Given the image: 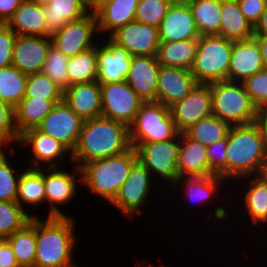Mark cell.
I'll use <instances>...</instances> for the list:
<instances>
[{"label":"cell","mask_w":267,"mask_h":267,"mask_svg":"<svg viewBox=\"0 0 267 267\" xmlns=\"http://www.w3.org/2000/svg\"><path fill=\"white\" fill-rule=\"evenodd\" d=\"M227 139V179L243 180L267 170V137L255 122L231 126Z\"/></svg>","instance_id":"6da1fadb"},{"label":"cell","mask_w":267,"mask_h":267,"mask_svg":"<svg viewBox=\"0 0 267 267\" xmlns=\"http://www.w3.org/2000/svg\"><path fill=\"white\" fill-rule=\"evenodd\" d=\"M131 148L129 127L103 116L84 120L70 161L81 168L85 163L116 156Z\"/></svg>","instance_id":"7a4b0ae2"},{"label":"cell","mask_w":267,"mask_h":267,"mask_svg":"<svg viewBox=\"0 0 267 267\" xmlns=\"http://www.w3.org/2000/svg\"><path fill=\"white\" fill-rule=\"evenodd\" d=\"M36 217V256L34 267H77L72 261L75 247L74 218Z\"/></svg>","instance_id":"3957f363"},{"label":"cell","mask_w":267,"mask_h":267,"mask_svg":"<svg viewBox=\"0 0 267 267\" xmlns=\"http://www.w3.org/2000/svg\"><path fill=\"white\" fill-rule=\"evenodd\" d=\"M137 161L136 149L131 147L122 154L87 162L81 168L75 167L82 178L81 183L111 203Z\"/></svg>","instance_id":"277c9868"},{"label":"cell","mask_w":267,"mask_h":267,"mask_svg":"<svg viewBox=\"0 0 267 267\" xmlns=\"http://www.w3.org/2000/svg\"><path fill=\"white\" fill-rule=\"evenodd\" d=\"M212 115L230 126L257 122L258 108L245 91L242 82L219 81L210 83Z\"/></svg>","instance_id":"5b68a950"},{"label":"cell","mask_w":267,"mask_h":267,"mask_svg":"<svg viewBox=\"0 0 267 267\" xmlns=\"http://www.w3.org/2000/svg\"><path fill=\"white\" fill-rule=\"evenodd\" d=\"M233 41L217 34L201 35L190 72L198 84L228 81Z\"/></svg>","instance_id":"8992f818"},{"label":"cell","mask_w":267,"mask_h":267,"mask_svg":"<svg viewBox=\"0 0 267 267\" xmlns=\"http://www.w3.org/2000/svg\"><path fill=\"white\" fill-rule=\"evenodd\" d=\"M179 134L169 107L156 101L144 102L129 126L131 147L140 144L166 141Z\"/></svg>","instance_id":"52a82bcc"},{"label":"cell","mask_w":267,"mask_h":267,"mask_svg":"<svg viewBox=\"0 0 267 267\" xmlns=\"http://www.w3.org/2000/svg\"><path fill=\"white\" fill-rule=\"evenodd\" d=\"M138 160L152 175L176 184L178 176L179 134L166 141L140 144L136 148ZM154 173V174H153ZM156 174V175H155Z\"/></svg>","instance_id":"ba28073f"},{"label":"cell","mask_w":267,"mask_h":267,"mask_svg":"<svg viewBox=\"0 0 267 267\" xmlns=\"http://www.w3.org/2000/svg\"><path fill=\"white\" fill-rule=\"evenodd\" d=\"M102 98L101 116L126 124L128 127L134 122L136 113L145 102L123 80L109 84H100Z\"/></svg>","instance_id":"9c48e42d"},{"label":"cell","mask_w":267,"mask_h":267,"mask_svg":"<svg viewBox=\"0 0 267 267\" xmlns=\"http://www.w3.org/2000/svg\"><path fill=\"white\" fill-rule=\"evenodd\" d=\"M97 32L95 13H88L78 20L67 22L50 37L52 45L70 58L96 46L97 42L92 39Z\"/></svg>","instance_id":"30bf717a"},{"label":"cell","mask_w":267,"mask_h":267,"mask_svg":"<svg viewBox=\"0 0 267 267\" xmlns=\"http://www.w3.org/2000/svg\"><path fill=\"white\" fill-rule=\"evenodd\" d=\"M83 122L84 120L62 100L36 128L61 142L72 153L76 148Z\"/></svg>","instance_id":"8fae6325"},{"label":"cell","mask_w":267,"mask_h":267,"mask_svg":"<svg viewBox=\"0 0 267 267\" xmlns=\"http://www.w3.org/2000/svg\"><path fill=\"white\" fill-rule=\"evenodd\" d=\"M151 177L149 170L138 160L132 166L126 181L121 185L111 204L122 211L127 218L135 217L149 197L151 180H153Z\"/></svg>","instance_id":"7c38bea8"},{"label":"cell","mask_w":267,"mask_h":267,"mask_svg":"<svg viewBox=\"0 0 267 267\" xmlns=\"http://www.w3.org/2000/svg\"><path fill=\"white\" fill-rule=\"evenodd\" d=\"M179 133L212 115L210 84H196L180 101L169 107Z\"/></svg>","instance_id":"4fadbf2b"},{"label":"cell","mask_w":267,"mask_h":267,"mask_svg":"<svg viewBox=\"0 0 267 267\" xmlns=\"http://www.w3.org/2000/svg\"><path fill=\"white\" fill-rule=\"evenodd\" d=\"M108 37L131 56H156L160 44L157 27L136 21L118 28Z\"/></svg>","instance_id":"5bb4252c"},{"label":"cell","mask_w":267,"mask_h":267,"mask_svg":"<svg viewBox=\"0 0 267 267\" xmlns=\"http://www.w3.org/2000/svg\"><path fill=\"white\" fill-rule=\"evenodd\" d=\"M51 45V37L17 35L12 65L27 75L42 72Z\"/></svg>","instance_id":"9a60e30c"},{"label":"cell","mask_w":267,"mask_h":267,"mask_svg":"<svg viewBox=\"0 0 267 267\" xmlns=\"http://www.w3.org/2000/svg\"><path fill=\"white\" fill-rule=\"evenodd\" d=\"M58 168L60 166L48 169L44 167L45 198L50 204L48 216H67L58 206L75 198L79 185L77 181H82L80 177L76 179L77 175Z\"/></svg>","instance_id":"2e32d148"},{"label":"cell","mask_w":267,"mask_h":267,"mask_svg":"<svg viewBox=\"0 0 267 267\" xmlns=\"http://www.w3.org/2000/svg\"><path fill=\"white\" fill-rule=\"evenodd\" d=\"M196 84L190 70L160 65L156 102L170 107L182 100Z\"/></svg>","instance_id":"e0dca14e"},{"label":"cell","mask_w":267,"mask_h":267,"mask_svg":"<svg viewBox=\"0 0 267 267\" xmlns=\"http://www.w3.org/2000/svg\"><path fill=\"white\" fill-rule=\"evenodd\" d=\"M132 56L110 38L103 45L97 44L98 82L109 84L125 80Z\"/></svg>","instance_id":"ac0fdd59"},{"label":"cell","mask_w":267,"mask_h":267,"mask_svg":"<svg viewBox=\"0 0 267 267\" xmlns=\"http://www.w3.org/2000/svg\"><path fill=\"white\" fill-rule=\"evenodd\" d=\"M19 143L21 146H30L33 152L29 168H52L58 167L56 160L65 157L71 151L55 138L40 132L37 128L26 130L20 135ZM45 163L40 165L41 163ZM48 163V164H47ZM48 165V166H47Z\"/></svg>","instance_id":"d6986e66"},{"label":"cell","mask_w":267,"mask_h":267,"mask_svg":"<svg viewBox=\"0 0 267 267\" xmlns=\"http://www.w3.org/2000/svg\"><path fill=\"white\" fill-rule=\"evenodd\" d=\"M158 29L160 42L200 37L191 9L186 2L174 1Z\"/></svg>","instance_id":"ffe728a7"},{"label":"cell","mask_w":267,"mask_h":267,"mask_svg":"<svg viewBox=\"0 0 267 267\" xmlns=\"http://www.w3.org/2000/svg\"><path fill=\"white\" fill-rule=\"evenodd\" d=\"M264 68L260 46L254 37L233 41L228 81L243 82Z\"/></svg>","instance_id":"44dd1931"},{"label":"cell","mask_w":267,"mask_h":267,"mask_svg":"<svg viewBox=\"0 0 267 267\" xmlns=\"http://www.w3.org/2000/svg\"><path fill=\"white\" fill-rule=\"evenodd\" d=\"M159 63L156 56H132L125 81L145 101H156Z\"/></svg>","instance_id":"7402d4cb"},{"label":"cell","mask_w":267,"mask_h":267,"mask_svg":"<svg viewBox=\"0 0 267 267\" xmlns=\"http://www.w3.org/2000/svg\"><path fill=\"white\" fill-rule=\"evenodd\" d=\"M64 102L83 120L99 117L102 114L100 83L74 84L63 91Z\"/></svg>","instance_id":"603a6c76"},{"label":"cell","mask_w":267,"mask_h":267,"mask_svg":"<svg viewBox=\"0 0 267 267\" xmlns=\"http://www.w3.org/2000/svg\"><path fill=\"white\" fill-rule=\"evenodd\" d=\"M180 177H207L215 175L209 167L207 146L179 133V155L177 162Z\"/></svg>","instance_id":"cb8c5ba5"},{"label":"cell","mask_w":267,"mask_h":267,"mask_svg":"<svg viewBox=\"0 0 267 267\" xmlns=\"http://www.w3.org/2000/svg\"><path fill=\"white\" fill-rule=\"evenodd\" d=\"M46 5L23 0L6 25L16 35L47 37Z\"/></svg>","instance_id":"d4e9b609"},{"label":"cell","mask_w":267,"mask_h":267,"mask_svg":"<svg viewBox=\"0 0 267 267\" xmlns=\"http://www.w3.org/2000/svg\"><path fill=\"white\" fill-rule=\"evenodd\" d=\"M139 0H111L95 12L98 33L109 36L118 28L135 21Z\"/></svg>","instance_id":"484cf974"},{"label":"cell","mask_w":267,"mask_h":267,"mask_svg":"<svg viewBox=\"0 0 267 267\" xmlns=\"http://www.w3.org/2000/svg\"><path fill=\"white\" fill-rule=\"evenodd\" d=\"M220 9V36L232 41L253 38L254 27L242 14L237 0H221Z\"/></svg>","instance_id":"4316f807"},{"label":"cell","mask_w":267,"mask_h":267,"mask_svg":"<svg viewBox=\"0 0 267 267\" xmlns=\"http://www.w3.org/2000/svg\"><path fill=\"white\" fill-rule=\"evenodd\" d=\"M198 38L160 42L157 51L159 65L190 70L197 53Z\"/></svg>","instance_id":"83f0119b"},{"label":"cell","mask_w":267,"mask_h":267,"mask_svg":"<svg viewBox=\"0 0 267 267\" xmlns=\"http://www.w3.org/2000/svg\"><path fill=\"white\" fill-rule=\"evenodd\" d=\"M62 100L23 98L14 108L15 127L19 135L26 130L36 128L55 105Z\"/></svg>","instance_id":"f1b7e54d"},{"label":"cell","mask_w":267,"mask_h":267,"mask_svg":"<svg viewBox=\"0 0 267 267\" xmlns=\"http://www.w3.org/2000/svg\"><path fill=\"white\" fill-rule=\"evenodd\" d=\"M89 12L81 0H50L46 4L47 37L60 30L67 22L75 21Z\"/></svg>","instance_id":"f546056e"},{"label":"cell","mask_w":267,"mask_h":267,"mask_svg":"<svg viewBox=\"0 0 267 267\" xmlns=\"http://www.w3.org/2000/svg\"><path fill=\"white\" fill-rule=\"evenodd\" d=\"M250 179L244 192V208L252 224H267V173L250 176Z\"/></svg>","instance_id":"4dcf8cb0"},{"label":"cell","mask_w":267,"mask_h":267,"mask_svg":"<svg viewBox=\"0 0 267 267\" xmlns=\"http://www.w3.org/2000/svg\"><path fill=\"white\" fill-rule=\"evenodd\" d=\"M20 267H34L36 256V216L21 230L5 239Z\"/></svg>","instance_id":"1f68e13d"},{"label":"cell","mask_w":267,"mask_h":267,"mask_svg":"<svg viewBox=\"0 0 267 267\" xmlns=\"http://www.w3.org/2000/svg\"><path fill=\"white\" fill-rule=\"evenodd\" d=\"M45 201L44 167L23 169L18 182L16 202L25 208L24 204L34 206Z\"/></svg>","instance_id":"d6a6232c"},{"label":"cell","mask_w":267,"mask_h":267,"mask_svg":"<svg viewBox=\"0 0 267 267\" xmlns=\"http://www.w3.org/2000/svg\"><path fill=\"white\" fill-rule=\"evenodd\" d=\"M197 30L201 35H219L221 0H188Z\"/></svg>","instance_id":"836d02e7"},{"label":"cell","mask_w":267,"mask_h":267,"mask_svg":"<svg viewBox=\"0 0 267 267\" xmlns=\"http://www.w3.org/2000/svg\"><path fill=\"white\" fill-rule=\"evenodd\" d=\"M69 86L98 80L97 45L69 58L67 65Z\"/></svg>","instance_id":"e575fe53"},{"label":"cell","mask_w":267,"mask_h":267,"mask_svg":"<svg viewBox=\"0 0 267 267\" xmlns=\"http://www.w3.org/2000/svg\"><path fill=\"white\" fill-rule=\"evenodd\" d=\"M27 76L14 65L0 68V100L15 108L25 97Z\"/></svg>","instance_id":"d590c367"},{"label":"cell","mask_w":267,"mask_h":267,"mask_svg":"<svg viewBox=\"0 0 267 267\" xmlns=\"http://www.w3.org/2000/svg\"><path fill=\"white\" fill-rule=\"evenodd\" d=\"M230 127L227 122L211 115L193 124L184 133L192 140L200 142L204 146H209L225 139Z\"/></svg>","instance_id":"8d00e7d4"},{"label":"cell","mask_w":267,"mask_h":267,"mask_svg":"<svg viewBox=\"0 0 267 267\" xmlns=\"http://www.w3.org/2000/svg\"><path fill=\"white\" fill-rule=\"evenodd\" d=\"M184 181V182H183ZM227 182L220 176L210 175L207 177H180L176 183L184 186L185 196L191 201H199V204H203L208 201L209 198L216 196L215 194L220 190L221 184ZM220 187V188H219ZM197 203V202H196Z\"/></svg>","instance_id":"74e56055"},{"label":"cell","mask_w":267,"mask_h":267,"mask_svg":"<svg viewBox=\"0 0 267 267\" xmlns=\"http://www.w3.org/2000/svg\"><path fill=\"white\" fill-rule=\"evenodd\" d=\"M32 217L16 201H0V239L24 228Z\"/></svg>","instance_id":"f35d334b"},{"label":"cell","mask_w":267,"mask_h":267,"mask_svg":"<svg viewBox=\"0 0 267 267\" xmlns=\"http://www.w3.org/2000/svg\"><path fill=\"white\" fill-rule=\"evenodd\" d=\"M24 98L63 100V90L43 72L29 74Z\"/></svg>","instance_id":"ab89813d"},{"label":"cell","mask_w":267,"mask_h":267,"mask_svg":"<svg viewBox=\"0 0 267 267\" xmlns=\"http://www.w3.org/2000/svg\"><path fill=\"white\" fill-rule=\"evenodd\" d=\"M68 63L69 57L51 45L42 72L63 91L69 87L67 75Z\"/></svg>","instance_id":"60d3db41"},{"label":"cell","mask_w":267,"mask_h":267,"mask_svg":"<svg viewBox=\"0 0 267 267\" xmlns=\"http://www.w3.org/2000/svg\"><path fill=\"white\" fill-rule=\"evenodd\" d=\"M173 0H139L135 21L159 28Z\"/></svg>","instance_id":"b9f144b4"},{"label":"cell","mask_w":267,"mask_h":267,"mask_svg":"<svg viewBox=\"0 0 267 267\" xmlns=\"http://www.w3.org/2000/svg\"><path fill=\"white\" fill-rule=\"evenodd\" d=\"M21 173L12 168L4 149L0 148V201H16Z\"/></svg>","instance_id":"7bdbcfd3"},{"label":"cell","mask_w":267,"mask_h":267,"mask_svg":"<svg viewBox=\"0 0 267 267\" xmlns=\"http://www.w3.org/2000/svg\"><path fill=\"white\" fill-rule=\"evenodd\" d=\"M20 135L15 127L14 108L0 100V148L19 143Z\"/></svg>","instance_id":"ee69618b"},{"label":"cell","mask_w":267,"mask_h":267,"mask_svg":"<svg viewBox=\"0 0 267 267\" xmlns=\"http://www.w3.org/2000/svg\"><path fill=\"white\" fill-rule=\"evenodd\" d=\"M242 83L257 108L267 102V69L260 70Z\"/></svg>","instance_id":"f6af8a7d"},{"label":"cell","mask_w":267,"mask_h":267,"mask_svg":"<svg viewBox=\"0 0 267 267\" xmlns=\"http://www.w3.org/2000/svg\"><path fill=\"white\" fill-rule=\"evenodd\" d=\"M227 139H222L207 146L209 167L216 176L227 180Z\"/></svg>","instance_id":"bcb514c9"},{"label":"cell","mask_w":267,"mask_h":267,"mask_svg":"<svg viewBox=\"0 0 267 267\" xmlns=\"http://www.w3.org/2000/svg\"><path fill=\"white\" fill-rule=\"evenodd\" d=\"M16 33L6 24L0 23V68L12 65V54Z\"/></svg>","instance_id":"7dc6e473"},{"label":"cell","mask_w":267,"mask_h":267,"mask_svg":"<svg viewBox=\"0 0 267 267\" xmlns=\"http://www.w3.org/2000/svg\"><path fill=\"white\" fill-rule=\"evenodd\" d=\"M244 17L253 27L259 22L267 6V0H237Z\"/></svg>","instance_id":"c3c4849f"},{"label":"cell","mask_w":267,"mask_h":267,"mask_svg":"<svg viewBox=\"0 0 267 267\" xmlns=\"http://www.w3.org/2000/svg\"><path fill=\"white\" fill-rule=\"evenodd\" d=\"M0 265L3 267H20L15 254L5 239H0Z\"/></svg>","instance_id":"681fc988"},{"label":"cell","mask_w":267,"mask_h":267,"mask_svg":"<svg viewBox=\"0 0 267 267\" xmlns=\"http://www.w3.org/2000/svg\"><path fill=\"white\" fill-rule=\"evenodd\" d=\"M23 0H0V23L6 24Z\"/></svg>","instance_id":"f907efd6"},{"label":"cell","mask_w":267,"mask_h":267,"mask_svg":"<svg viewBox=\"0 0 267 267\" xmlns=\"http://www.w3.org/2000/svg\"><path fill=\"white\" fill-rule=\"evenodd\" d=\"M257 123L267 137V102L261 105L257 110Z\"/></svg>","instance_id":"816d5d0a"},{"label":"cell","mask_w":267,"mask_h":267,"mask_svg":"<svg viewBox=\"0 0 267 267\" xmlns=\"http://www.w3.org/2000/svg\"><path fill=\"white\" fill-rule=\"evenodd\" d=\"M254 35H267V6L259 22L254 27Z\"/></svg>","instance_id":"f5cc1de1"},{"label":"cell","mask_w":267,"mask_h":267,"mask_svg":"<svg viewBox=\"0 0 267 267\" xmlns=\"http://www.w3.org/2000/svg\"><path fill=\"white\" fill-rule=\"evenodd\" d=\"M253 37L257 40L260 46L263 63L265 69H267V35H254Z\"/></svg>","instance_id":"db71d44e"},{"label":"cell","mask_w":267,"mask_h":267,"mask_svg":"<svg viewBox=\"0 0 267 267\" xmlns=\"http://www.w3.org/2000/svg\"><path fill=\"white\" fill-rule=\"evenodd\" d=\"M83 6L89 13H95L102 5L103 0H81Z\"/></svg>","instance_id":"11a10c76"},{"label":"cell","mask_w":267,"mask_h":267,"mask_svg":"<svg viewBox=\"0 0 267 267\" xmlns=\"http://www.w3.org/2000/svg\"><path fill=\"white\" fill-rule=\"evenodd\" d=\"M30 2L36 3L37 5H46L50 0H28Z\"/></svg>","instance_id":"9f6ffc18"},{"label":"cell","mask_w":267,"mask_h":267,"mask_svg":"<svg viewBox=\"0 0 267 267\" xmlns=\"http://www.w3.org/2000/svg\"><path fill=\"white\" fill-rule=\"evenodd\" d=\"M173 1L186 2L188 0H173Z\"/></svg>","instance_id":"6f0895ef"},{"label":"cell","mask_w":267,"mask_h":267,"mask_svg":"<svg viewBox=\"0 0 267 267\" xmlns=\"http://www.w3.org/2000/svg\"><path fill=\"white\" fill-rule=\"evenodd\" d=\"M148 267H157V266H153V265L150 264ZM159 267H164V266H159Z\"/></svg>","instance_id":"680465c9"},{"label":"cell","mask_w":267,"mask_h":267,"mask_svg":"<svg viewBox=\"0 0 267 267\" xmlns=\"http://www.w3.org/2000/svg\"><path fill=\"white\" fill-rule=\"evenodd\" d=\"M108 1H111V0H103V3H106V2H108Z\"/></svg>","instance_id":"91938a15"}]
</instances>
